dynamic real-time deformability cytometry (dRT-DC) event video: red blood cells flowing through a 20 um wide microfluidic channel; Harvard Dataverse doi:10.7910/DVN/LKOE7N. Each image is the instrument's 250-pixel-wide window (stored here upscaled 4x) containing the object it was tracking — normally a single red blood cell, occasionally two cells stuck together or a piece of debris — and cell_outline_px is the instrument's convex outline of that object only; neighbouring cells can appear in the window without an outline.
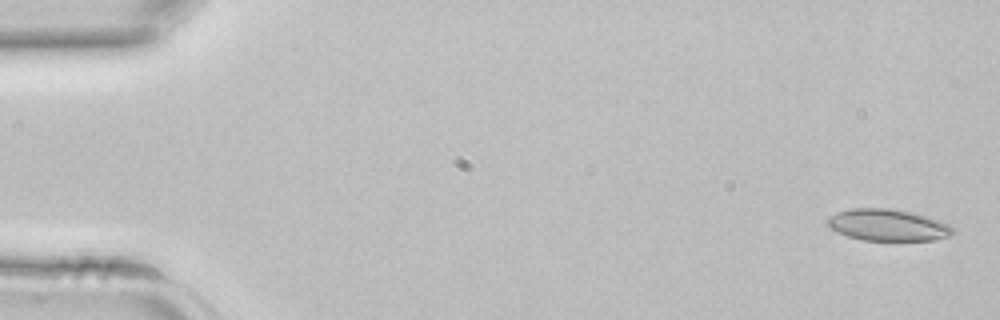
{"species": "common noctule bat (a hibernating species)", "species_latin": "Nyctalus noctula", "temperature_condition": "room temperature", "stored_images_in_passage": 43, "camera_frame_rate_fps": 3000, "um_per_image_px": 0.085, "animal": {"sex": "female", "body_mass_g": 22.7, "forearm_length_mm": 54.2}, "frame": {"image": 1, "passage_image": 2, "time_ms": 0.333, "image_size_px": [1000, 320], "cell_outline_px": [[956, 232], [948, 236], [936, 240], [864, 240], [848, 236], [832, 228], [828, 224], [828, 216], [836, 212], [848, 208], [892, 208], [912, 212], [928, 216], [940, 220], [948, 224]], "centroid_in_image_um": [75.49, 19.11], "position_along_channel_um": 9.5, "area_um2": 23.18}}
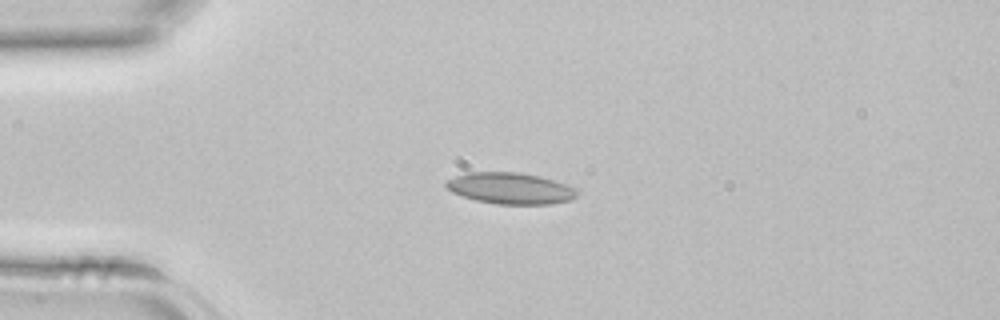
{"frame": {"image": 2, "passage_image": 11, "time_ms": 3.333, "image_size_px": [1000, 320], "cell_outline_px": [[580, 192], [572, 200], [552, 204], [496, 204], [476, 200], [452, 192], [444, 184], [448, 180], [456, 176], [468, 172], [520, 172], [540, 176], [580, 188]], "centroid_in_image_um": [43.47, 16.01], "position_along_channel_um": 41.5, "area_um2": 24.1}}